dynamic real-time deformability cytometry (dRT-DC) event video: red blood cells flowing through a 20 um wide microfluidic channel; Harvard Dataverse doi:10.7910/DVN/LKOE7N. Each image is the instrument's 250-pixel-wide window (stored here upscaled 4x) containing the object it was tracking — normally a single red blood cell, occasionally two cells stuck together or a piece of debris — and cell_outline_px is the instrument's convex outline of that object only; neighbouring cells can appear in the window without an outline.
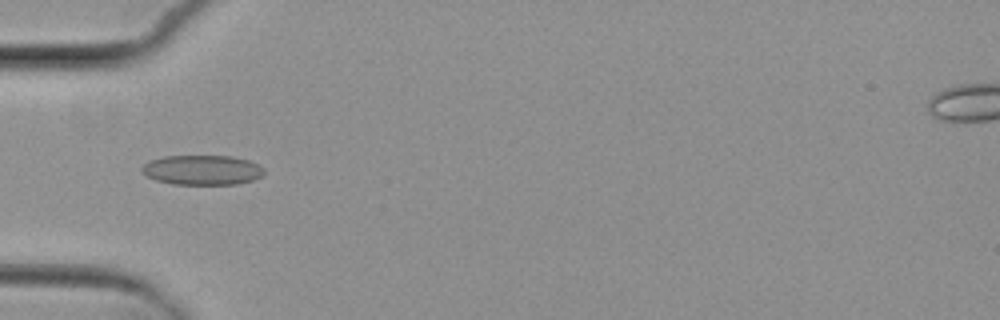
{"species": "common noctule bat (a hibernating species)", "species_latin": "Nyctalus noctula", "temperature_condition": "cold", "stored_images_in_passage": 7, "camera_frame_rate_fps": 3000, "um_per_image_px": 0.085, "animal": {"sex": "female", "body_mass_g": 29.2, "forearm_length_mm": 56.3}, "frame": {"image": 1, "passage_image": 5, "time_ms": 5.667, "image_size_px": [1000, 320], "cell_outline_px": [[264, 176], [252, 180], [236, 184], [172, 184], [156, 180], [140, 172], [140, 168], [148, 160], [164, 156], [232, 156], [248, 160], [260, 164], [264, 168]], "centroid_in_image_um": [17.19, 14.44], "position_along_channel_um": 67.8, "area_um2": 21.44}}
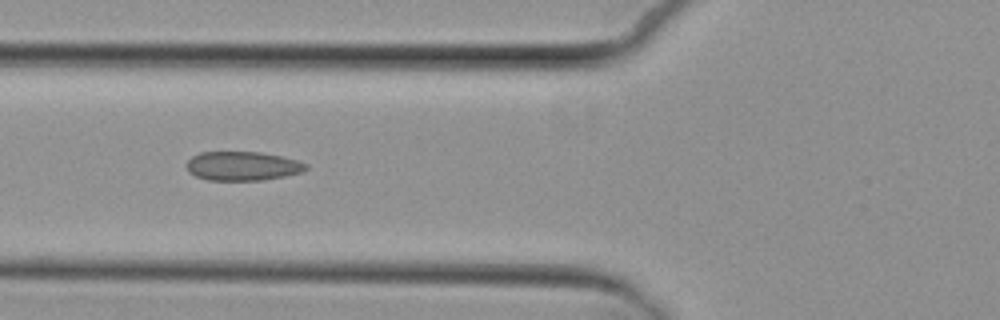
{"frame": {"image": 2, "passage_image": 6, "time_ms": 6.667, "image_size_px": [1000, 320], "cell_outline_px": [[308, 168], [300, 172], [284, 176], [264, 180], [208, 180], [196, 176], [188, 172], [184, 164], [192, 156], [200, 152], [260, 152], [280, 156], [296, 160], [308, 164]], "centroid_in_image_um": [20.57, 14.11], "position_along_channel_um": 105.2, "area_um2": 20.23}}
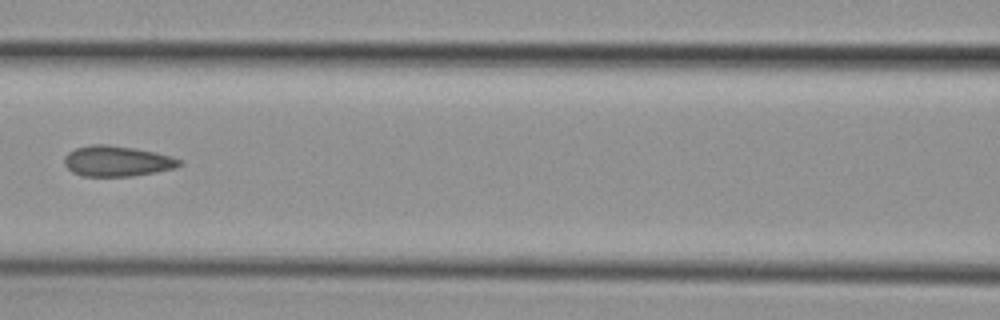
{"frame": {"image": 3, "passage_image": 7, "time_ms": 8.0, "image_size_px": [1000, 320], "cell_outline_px": [[184, 164], [176, 168], [156, 172], [132, 176], [84, 176], [72, 172], [64, 164], [64, 156], [68, 152], [76, 148], [92, 144], [108, 144], [156, 152], [180, 160]], "centroid_in_image_um": [9.94, 13.7], "position_along_channel_um": 156.7, "area_um2": 20.46}}